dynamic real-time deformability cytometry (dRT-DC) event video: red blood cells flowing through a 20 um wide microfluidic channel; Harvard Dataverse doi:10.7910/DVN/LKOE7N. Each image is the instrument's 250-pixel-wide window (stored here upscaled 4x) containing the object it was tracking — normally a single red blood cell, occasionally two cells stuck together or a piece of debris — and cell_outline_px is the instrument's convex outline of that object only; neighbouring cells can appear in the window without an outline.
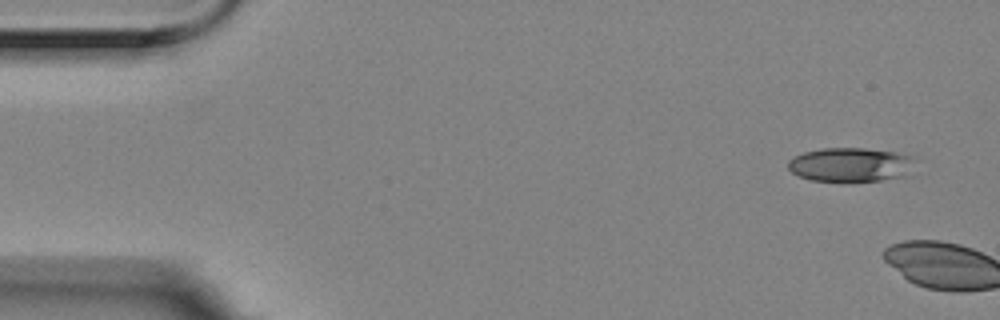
{"species": "Egyptian fruit bat (a non-hibernating species)", "species_latin": "Rousettus aegyptiacus", "temperature_condition": "room temperature", "stored_images_in_passage": 2, "camera_frame_rate_fps": 3000, "um_per_image_px": 0.085, "animal": {"sex": "female"}, "frame": {"image": 1, "passage_image": 1, "time_ms": 0.0, "image_size_px": [1000, 320], "cell_outline_px": [[912, 156], [908, 176], [880, 180], [848, 184], [840, 184], [812, 180], [800, 176], [792, 172], [788, 168], [788, 160], [804, 152], [820, 148], [864, 148], [896, 152]], "centroid_in_image_um": [72.25, 14.04], "position_along_channel_um": 12.7, "area_um2": 25.84}}